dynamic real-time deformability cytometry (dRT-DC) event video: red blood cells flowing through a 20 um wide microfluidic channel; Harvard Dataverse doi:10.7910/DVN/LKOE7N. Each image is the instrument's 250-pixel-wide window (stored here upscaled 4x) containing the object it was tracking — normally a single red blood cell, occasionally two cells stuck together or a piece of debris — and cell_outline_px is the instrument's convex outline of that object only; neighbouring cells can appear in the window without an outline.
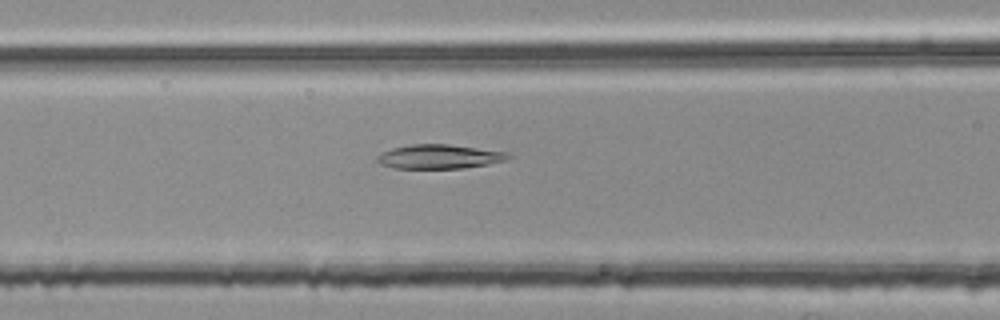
{"species": "common noctule bat (a hibernating species)", "species_latin": "Nyctalus noctula", "temperature_condition": "room temperature", "stored_images_in_passage": 40, "camera_frame_rate_fps": 3000, "um_per_image_px": 0.085, "animal": {"sex": "female", "body_mass_g": 25.1}, "frame": {"image": 1, "passage_image": 8, "time_ms": 2.333, "image_size_px": [1000, 320], "cell_outline_px": [[512, 156], [508, 160], [488, 164], [464, 168], [392, 168], [380, 164], [376, 160], [376, 156], [392, 148], [412, 144], [448, 144], [508, 152]], "centroid_in_image_um": [37.36, 13.31], "position_along_channel_um": 129.2, "area_um2": 18.5}}
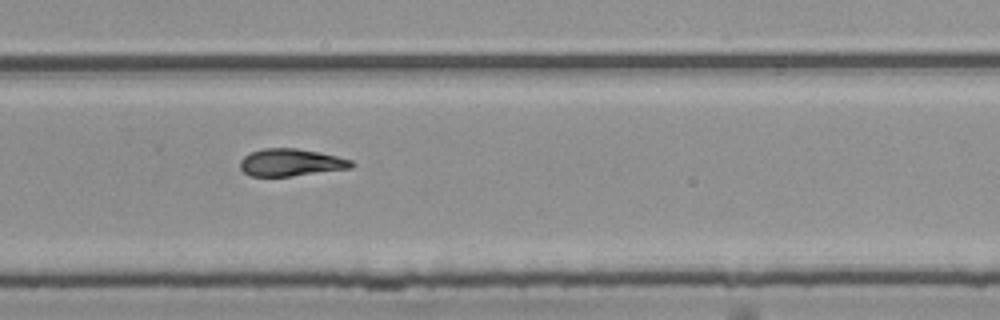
{"frame": {"image": 2, "passage_image": 22, "time_ms": 7.0, "image_size_px": [1000, 320], "cell_outline_px": [[356, 164], [352, 168], [292, 176], [248, 176], [240, 168], [240, 160], [248, 152], [264, 148], [296, 148], [320, 152], [352, 160]], "centroid_in_image_um": [24.72, 13.81], "position_along_channel_um": 305.1, "area_um2": 17.92}}
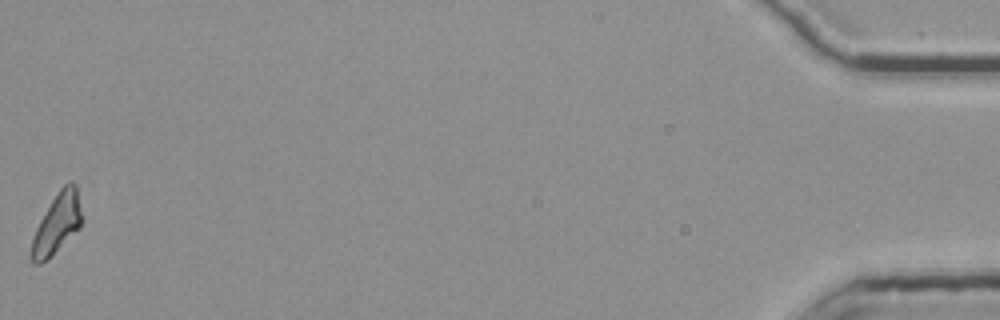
{"frame": {"image": 3, "passage_image": 40, "time_ms": 13.0, "image_size_px": [1000, 320], "cell_outline_px": [[84, 220], [80, 228], [40, 264], [32, 264], [28, 256], [32, 240], [36, 228], [40, 220], [52, 200], [60, 188], [68, 180], [72, 180], [76, 184]], "centroid_in_image_um": [4.85, 18.98], "position_along_channel_um": 430.3, "area_um2": 17.74}, "authors_computed_cell_mechanics": {"area_um2": 17.8891, "velocity_mm_per_s": 3.784, "shape_relaxation_time_tau1_ms": null, "shape_relaxation_time_tau2_ms": 6.9221, "deformation_change_tau1": null, "deformation_change_tau2": 0.1565}}